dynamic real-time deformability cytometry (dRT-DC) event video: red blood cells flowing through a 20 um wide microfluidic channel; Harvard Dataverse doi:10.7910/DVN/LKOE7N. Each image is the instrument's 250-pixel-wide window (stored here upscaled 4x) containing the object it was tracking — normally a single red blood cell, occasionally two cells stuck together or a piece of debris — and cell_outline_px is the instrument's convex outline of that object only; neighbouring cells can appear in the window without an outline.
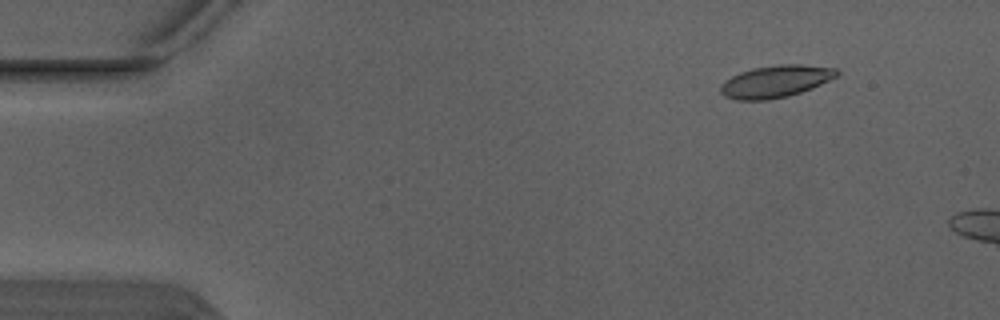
{"species": "Egyptian fruit bat (a non-hibernating species)", "species_latin": "Rousettus aegyptiacus", "temperature_condition": "warm", "stored_images_in_passage": 6, "segment_of_instrument_passage": [1, 2], "camera_frame_rate_fps": 3000, "um_per_image_px": 0.085, "animal": {"sex": "male"}, "frame": {"image": 1, "passage_image": 2, "time_ms": 0.333, "image_size_px": [1000, 320], "cell_outline_px": [[840, 72], [836, 76], [812, 88], [788, 96], [768, 100], [736, 100], [724, 96], [720, 92], [720, 84], [724, 80], [740, 72], [752, 68], [780, 64], [800, 64], [836, 68]], "centroid_in_image_um": [65.89, 6.92], "position_along_channel_um": 19.1, "area_um2": 21.79}}
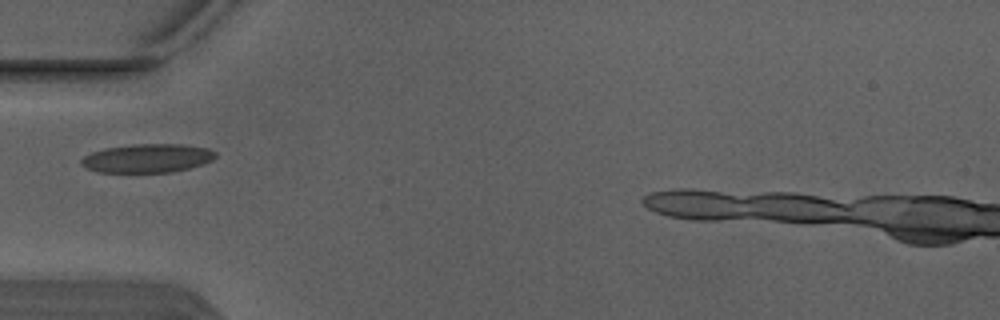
{"frame": {"image": 2, "passage_image": 5, "time_ms": 1.333, "image_size_px": [1000, 320], "cell_outline_px": [[216, 156], [212, 160], [188, 168], [172, 172], [96, 172], [80, 164], [80, 160], [84, 156], [92, 152], [104, 148], [132, 144], [184, 144], [208, 148], [216, 152]], "centroid_in_image_um": [12.51, 13.44], "position_along_channel_um": 72.5, "area_um2": 22.43}}